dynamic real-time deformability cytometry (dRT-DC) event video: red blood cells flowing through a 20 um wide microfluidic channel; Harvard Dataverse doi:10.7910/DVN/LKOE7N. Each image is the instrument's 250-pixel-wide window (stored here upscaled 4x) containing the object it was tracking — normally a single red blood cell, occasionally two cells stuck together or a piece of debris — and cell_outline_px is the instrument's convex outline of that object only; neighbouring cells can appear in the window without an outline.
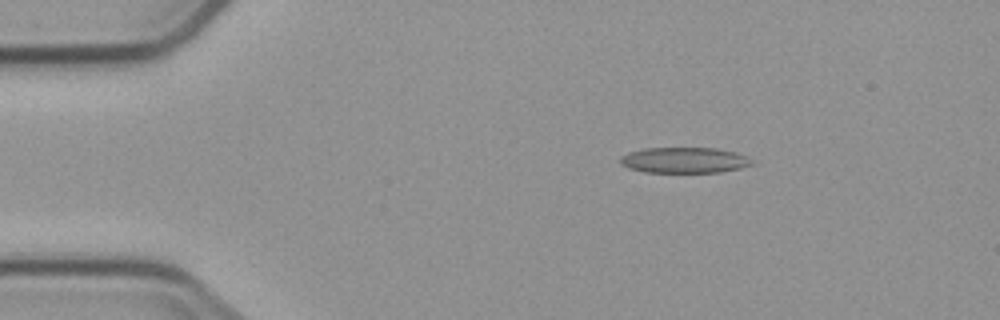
{"species": "common noctule bat (a hibernating species)", "species_latin": "Nyctalus noctula", "temperature_condition": "cold", "stored_images_in_passage": 5, "camera_frame_rate_fps": 3000, "um_per_image_px": 0.085, "animal": {"sex": "male", "body_mass_g": 23.1, "forearm_length_mm": 52.7}, "frame": {"image": 1, "passage_image": 3, "time_ms": 2.333, "image_size_px": [1000, 320], "cell_outline_px": [[756, 164], [740, 168], [720, 172], [644, 172], [628, 168], [620, 164], [620, 156], [628, 152], [644, 148], [716, 148], [736, 152], [752, 160]], "centroid_in_image_um": [58.15, 13.61], "position_along_channel_um": 26.9, "area_um2": 19.83}}